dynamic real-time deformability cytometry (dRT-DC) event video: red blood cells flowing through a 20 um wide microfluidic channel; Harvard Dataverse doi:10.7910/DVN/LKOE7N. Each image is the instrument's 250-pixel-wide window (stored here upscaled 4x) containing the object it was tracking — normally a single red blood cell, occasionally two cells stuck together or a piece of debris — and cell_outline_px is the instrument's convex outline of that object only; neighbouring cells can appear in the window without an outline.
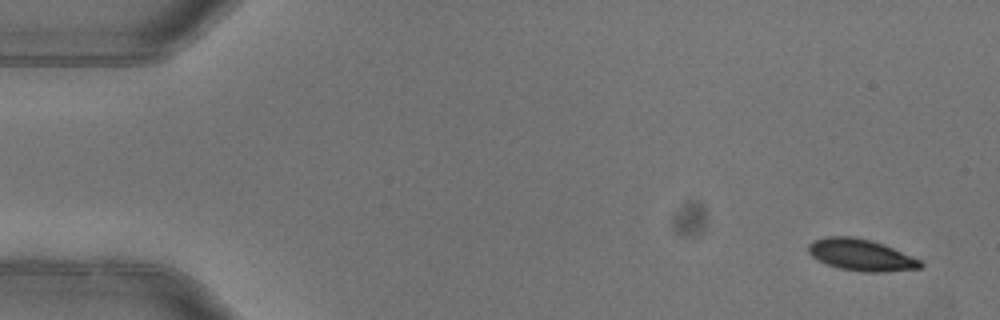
{"species": "common noctule bat (a hibernating species)", "species_latin": "Nyctalus noctula", "temperature_condition": "warm", "stored_images_in_passage": 5, "camera_frame_rate_fps": 3000, "um_per_image_px": 0.085, "animal": {"sex": "female"}, "frame": {"image": 1, "passage_image": 1, "time_ms": 0.0, "image_size_px": [1000, 320], "cell_outline_px": [[924, 264], [920, 268], [884, 272], [864, 272], [840, 268], [828, 264], [812, 256], [808, 252], [808, 244], [812, 240], [824, 236], [852, 236], [872, 240], [884, 244], [920, 260]], "centroid_in_image_um": [73.17, 21.65], "position_along_channel_um": 11.8, "area_um2": 20.63}}
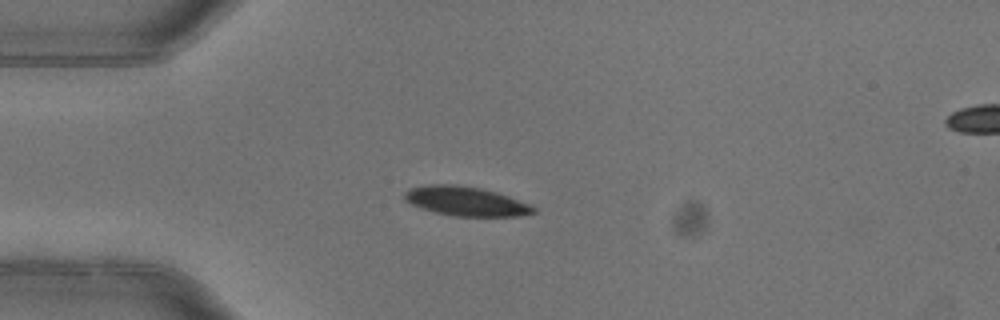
{"frame": {"image": 2, "passage_image": 4, "time_ms": 1.0, "image_size_px": [1000, 320], "cell_outline_px": [[536, 212], [520, 216], [452, 216], [420, 208], [404, 200], [404, 192], [408, 188], [428, 184], [456, 184], [480, 188], [496, 192], [532, 204], [536, 208]], "centroid_in_image_um": [39.59, 17.1], "position_along_channel_um": 45.4, "area_um2": 22.2}}